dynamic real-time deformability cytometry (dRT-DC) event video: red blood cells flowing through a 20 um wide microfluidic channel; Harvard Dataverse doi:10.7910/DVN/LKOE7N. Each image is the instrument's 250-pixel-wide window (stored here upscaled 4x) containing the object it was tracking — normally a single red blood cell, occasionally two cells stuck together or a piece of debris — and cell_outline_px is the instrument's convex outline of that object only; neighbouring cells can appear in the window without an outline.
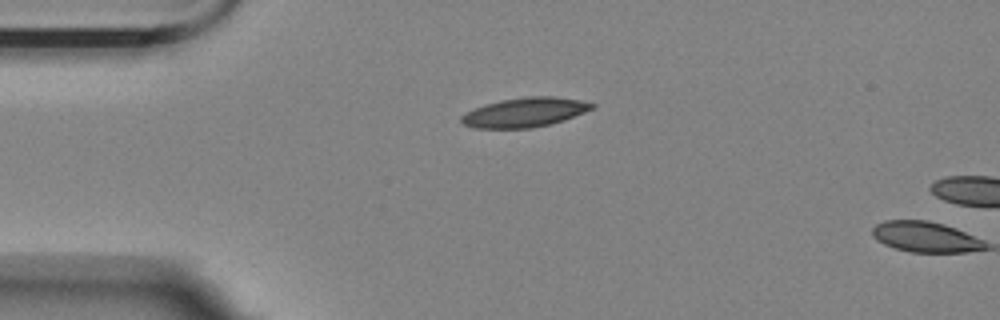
{"species": "Egyptian fruit bat (a non-hibernating species)", "species_latin": "Rousettus aegyptiacus", "temperature_condition": "room temperature", "stored_images_in_passage": 2, "camera_frame_rate_fps": 3000, "um_per_image_px": 0.085, "animal": {"sex": "female"}, "frame": {"image": 1, "passage_image": 1, "time_ms": 0.0, "image_size_px": [1000, 320], "cell_outline_px": [[596, 104], [592, 108], [584, 112], [564, 120], [532, 128], [472, 128], [464, 124], [460, 120], [460, 116], [484, 104], [500, 100], [524, 96], [556, 96], [580, 100]], "centroid_in_image_um": [44.59, 9.54], "position_along_channel_um": 40.4, "area_um2": 22.31}}